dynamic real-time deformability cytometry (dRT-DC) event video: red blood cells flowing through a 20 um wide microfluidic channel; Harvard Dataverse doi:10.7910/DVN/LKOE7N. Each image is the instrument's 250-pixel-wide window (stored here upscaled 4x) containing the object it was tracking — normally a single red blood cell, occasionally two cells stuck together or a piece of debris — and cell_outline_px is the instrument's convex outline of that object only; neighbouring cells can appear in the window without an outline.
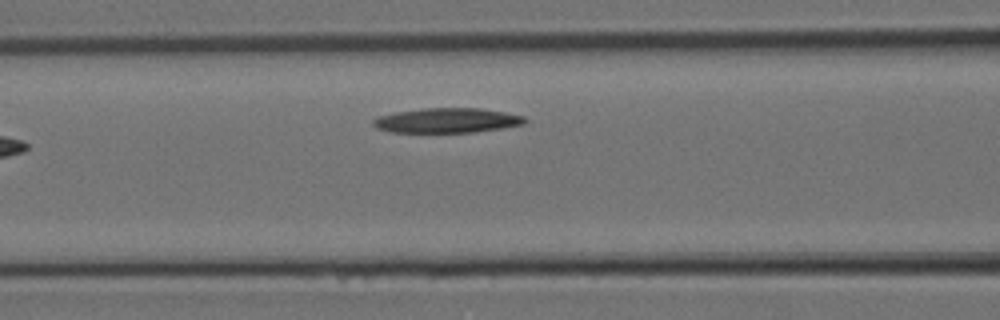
{"species": "Egyptian fruit bat (a non-hibernating species)", "species_latin": "Rousettus aegyptiacus", "temperature_condition": "room temperature", "stored_images_in_passage": 8, "camera_frame_rate_fps": 3000, "um_per_image_px": 0.085, "animal": {"sex": "female"}, "frame": {"image": 1, "passage_image": 8, "time_ms": 2.333, "image_size_px": [1000, 320], "cell_outline_px": [[528, 120], [524, 124], [500, 128], [472, 132], [388, 132], [376, 128], [372, 124], [372, 120], [380, 116], [396, 112], [424, 108], [480, 108], [504, 112], [524, 116]], "centroid_in_image_um": [37.98, 10.23], "position_along_channel_um": 128.6, "area_um2": 21.79}}